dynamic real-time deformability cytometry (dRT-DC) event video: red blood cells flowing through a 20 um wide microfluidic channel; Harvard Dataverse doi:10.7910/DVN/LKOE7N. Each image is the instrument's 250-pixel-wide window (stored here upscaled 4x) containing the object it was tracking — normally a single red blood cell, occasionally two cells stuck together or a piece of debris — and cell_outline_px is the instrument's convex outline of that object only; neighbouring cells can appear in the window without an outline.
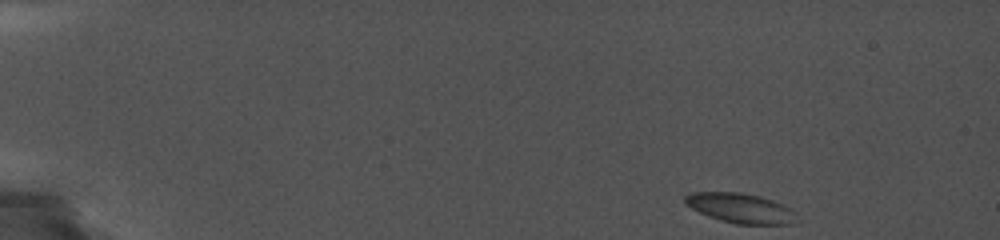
{"species": "common noctule bat (a hibernating species)", "species_latin": "Nyctalus noctula", "temperature_condition": "cold", "stored_images_in_passage": 2, "camera_frame_rate_fps": 5000, "um_per_image_px": 0.085, "animal": {"sex": "female", "body_mass_g": 19.0, "forearm_length_mm": 56.7}, "frame": {"image": 1, "passage_image": 2, "time_ms": 0.4, "image_size_px": [1000, 240], "cell_outline_px": [[796, 212], [792, 224], [736, 224], [720, 220], [708, 216], [684, 204], [684, 196], [692, 192], [740, 192], [760, 196], [772, 200], [792, 208]], "centroid_in_image_um": [62.92, 17.68], "position_along_channel_um": 22.1, "area_um2": 19.36}}